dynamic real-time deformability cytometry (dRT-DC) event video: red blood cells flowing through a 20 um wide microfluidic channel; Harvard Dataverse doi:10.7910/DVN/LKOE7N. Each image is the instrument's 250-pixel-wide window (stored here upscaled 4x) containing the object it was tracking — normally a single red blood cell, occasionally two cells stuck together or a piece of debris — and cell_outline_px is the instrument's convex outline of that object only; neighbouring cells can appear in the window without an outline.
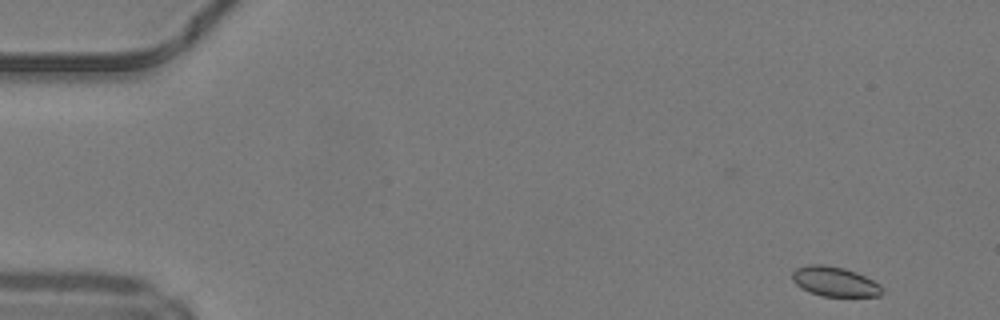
{"species": "common noctule bat (a hibernating species)", "species_latin": "Nyctalus noctula", "temperature_condition": "warm", "stored_images_in_passage": 47, "camera_frame_rate_fps": 3000, "um_per_image_px": 0.085, "animal": {"sex": "male", "body_mass_g": 19.2, "forearm_length_mm": 51.8}, "frame": {"image": 1, "passage_image": 1, "time_ms": 0.0, "image_size_px": [1000, 320], "cell_outline_px": [[884, 292], [880, 296], [820, 296], [800, 288], [792, 280], [792, 272], [796, 268], [808, 264], [824, 264], [844, 268], [856, 272], [880, 284], [884, 288]], "centroid_in_image_um": [70.95, 23.93], "position_along_channel_um": 14.1, "area_um2": 15.72}}
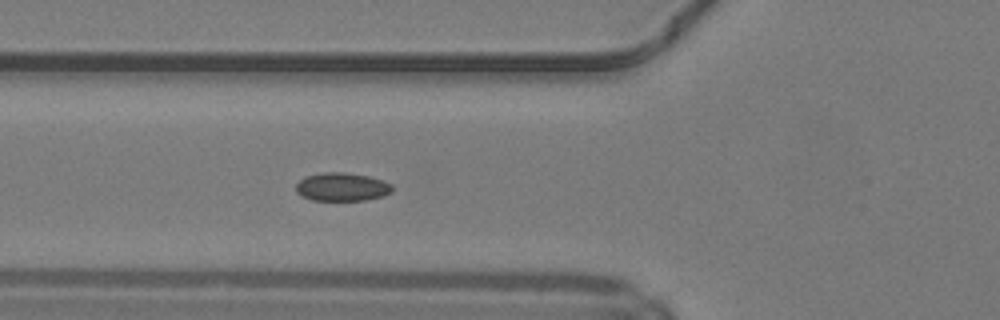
{"frame": {"image": 2, "passage_image": 16, "time_ms": 5.0, "image_size_px": [1000, 320], "cell_outline_px": [[392, 192], [384, 196], [364, 200], [312, 200], [300, 196], [296, 192], [296, 184], [304, 176], [320, 172], [344, 172], [368, 176], [384, 180], [392, 184]], "centroid_in_image_um": [29.05, 15.88], "position_along_channel_um": 96.7, "area_um2": 16.13}}
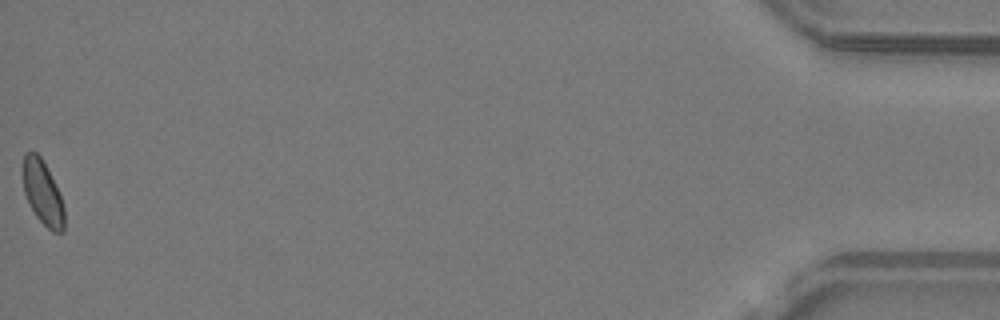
{"frame": {"image": 3, "passage_image": 47, "time_ms": 15.333, "image_size_px": [1000, 320], "cell_outline_px": [[64, 232], [52, 232], [36, 216], [28, 204], [24, 192], [24, 152], [36, 152], [40, 156], [60, 196], [64, 208]], "centroid_in_image_um": [3.62, 16.43], "position_along_channel_um": 431.6, "area_um2": 14.97}, "authors_computed_cell_mechanics": {"area_um2": 15.8372, "velocity_mm_per_s": 4.2193, "shape_relaxation_time_tau1_ms": 5.1117, "shape_relaxation_time_tau2_ms": null, "deformation_change_tau1": 0.0523, "deformation_change_tau2": null}}